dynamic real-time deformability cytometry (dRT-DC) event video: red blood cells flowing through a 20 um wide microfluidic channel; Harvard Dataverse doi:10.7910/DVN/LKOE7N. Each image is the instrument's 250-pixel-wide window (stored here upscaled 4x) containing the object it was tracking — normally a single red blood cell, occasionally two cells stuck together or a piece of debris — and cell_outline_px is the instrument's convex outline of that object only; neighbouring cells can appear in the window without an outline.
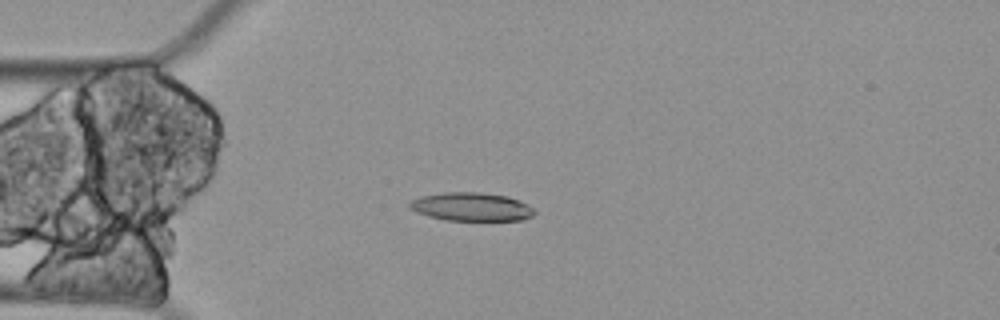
{"species": "Egyptian fruit bat (a non-hibernating species)", "species_latin": "Rousettus aegyptiacus", "temperature_condition": "cold", "stored_images_in_passage": 5, "camera_frame_rate_fps": 3000, "um_per_image_px": 0.085, "animal": {"sex": "female"}, "frame": {"image": 1, "passage_image": 4, "time_ms": 1.0, "image_size_px": [1000, 320], "cell_outline_px": [[536, 212], [532, 216], [520, 220], [444, 220], [428, 216], [416, 212], [408, 208], [408, 204], [412, 200], [420, 196], [444, 192], [480, 192], [508, 196], [520, 200], [528, 204]], "centroid_in_image_um": [40.05, 17.57], "position_along_channel_um": 44.9, "area_um2": 20.81}}